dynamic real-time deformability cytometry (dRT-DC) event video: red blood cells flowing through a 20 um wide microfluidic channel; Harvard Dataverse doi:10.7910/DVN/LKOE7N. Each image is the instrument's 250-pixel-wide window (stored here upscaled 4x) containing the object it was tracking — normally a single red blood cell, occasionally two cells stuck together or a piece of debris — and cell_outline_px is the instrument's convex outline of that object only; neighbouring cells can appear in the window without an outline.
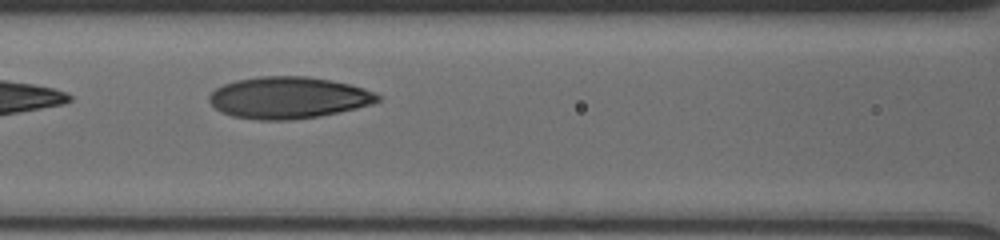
{"species": "human", "species_latin": "Homo sapiens", "temperature_condition": "cold", "stored_images_in_passage": 6, "camera_frame_rate_fps": 3000, "um_per_image_px": 0.085, "donor": {"sex": "male"}, "frame": {"image": 1, "passage_image": 5, "time_ms": 3.667, "image_size_px": [1000, 240], "cell_outline_px": [[380, 100], [372, 104], [356, 108], [320, 116], [288, 120], [260, 120], [232, 116], [216, 108], [208, 100], [208, 96], [216, 88], [224, 84], [236, 80], [256, 76], [308, 76], [332, 80], [364, 88], [376, 92], [380, 96]], "centroid_in_image_um": [24.52, 8.29], "position_along_channel_um": 142.1, "area_um2": 40.98}}
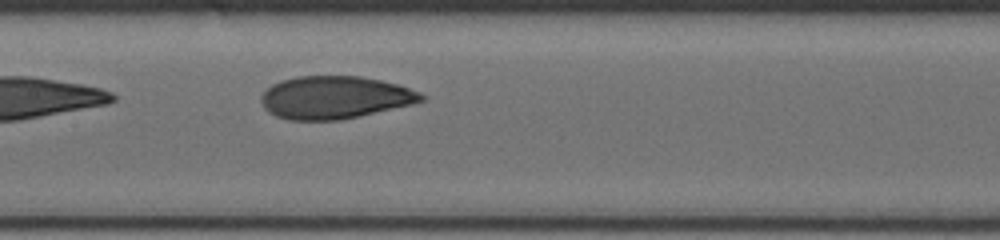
{"frame": {"image": 2, "passage_image": 6, "time_ms": 4.667, "image_size_px": [1000, 240], "cell_outline_px": [[424, 100], [412, 104], [340, 120], [292, 120], [276, 116], [268, 112], [264, 108], [260, 100], [260, 96], [272, 84], [280, 80], [296, 76], [360, 76], [380, 80], [396, 84], [420, 92], [424, 96]], "centroid_in_image_um": [28.41, 8.28], "position_along_channel_um": 179.0, "area_um2": 39.71}}